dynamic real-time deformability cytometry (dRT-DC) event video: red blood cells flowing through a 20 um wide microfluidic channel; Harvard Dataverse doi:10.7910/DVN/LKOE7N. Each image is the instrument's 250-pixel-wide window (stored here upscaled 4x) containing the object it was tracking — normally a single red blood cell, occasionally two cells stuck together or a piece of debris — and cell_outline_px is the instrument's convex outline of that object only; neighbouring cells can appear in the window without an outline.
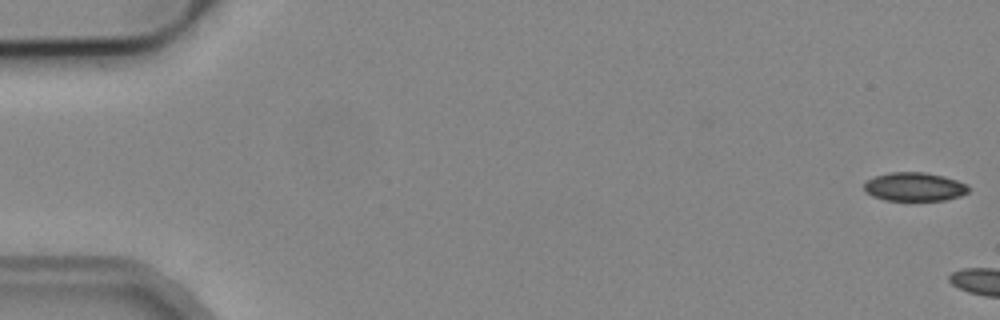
{"species": "common noctule bat (a hibernating species)", "species_latin": "Nyctalus noctula", "temperature_condition": "cold", "stored_images_in_passage": 8, "camera_frame_rate_fps": 3000, "um_per_image_px": 0.085, "animal": {"sex": "male", "body_mass_g": 19.2, "forearm_length_mm": 51.8}, "frame": {"image": 1, "passage_image": 1, "time_ms": 0.0, "image_size_px": [1000, 320], "cell_outline_px": [[968, 192], [960, 196], [944, 200], [884, 200], [872, 196], [864, 188], [864, 184], [868, 180], [876, 176], [888, 172], [924, 172], [944, 176], [968, 184]], "centroid_in_image_um": [77.74, 15.87], "position_along_channel_um": 7.3, "area_um2": 17.34}}